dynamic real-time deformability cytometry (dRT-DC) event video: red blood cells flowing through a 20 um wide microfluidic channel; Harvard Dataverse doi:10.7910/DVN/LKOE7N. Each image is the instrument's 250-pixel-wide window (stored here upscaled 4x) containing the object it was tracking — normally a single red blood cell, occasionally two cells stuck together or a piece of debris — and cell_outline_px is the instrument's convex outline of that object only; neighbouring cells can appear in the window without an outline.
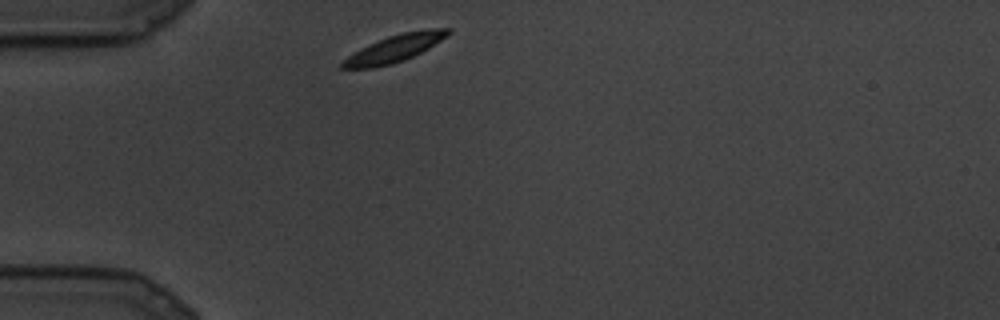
{"species": "common noctule bat (a hibernating species)", "species_latin": "Nyctalus noctula", "temperature_condition": "cold", "stored_images_in_passage": 16, "camera_frame_rate_fps": 3000, "um_per_image_px": 0.085, "animal": {"sex": "male", "body_mass_g": 19.5, "forearm_length_mm": 54.6}, "frame": {"image": 1, "passage_image": 1, "time_ms": 0.0, "image_size_px": [1000, 320], "cell_outline_px": [[452, 32], [428, 48], [404, 60], [392, 64], [376, 68], [340, 68], [340, 64], [348, 56], [388, 36], [404, 32], [428, 28], [452, 28]], "centroid_in_image_um": [33.58, 4.12], "position_along_channel_um": 51.4, "area_um2": 16.24}}
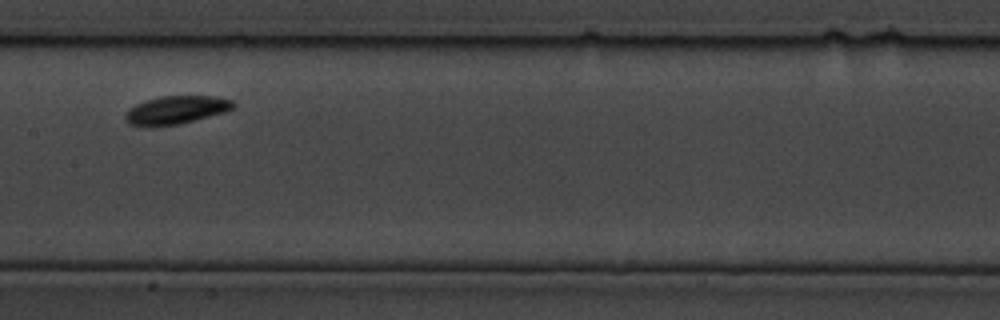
{"frame": {"image": 2, "passage_image": 7, "time_ms": 2.0, "image_size_px": [1000, 320], "cell_outline_px": [[236, 104], [232, 108], [224, 112], [180, 124], [128, 124], [124, 120], [124, 112], [128, 108], [144, 100], [160, 96], [216, 96], [232, 100]], "centroid_in_image_um": [14.96, 9.31], "position_along_channel_um": 192.4, "area_um2": 17.4}}
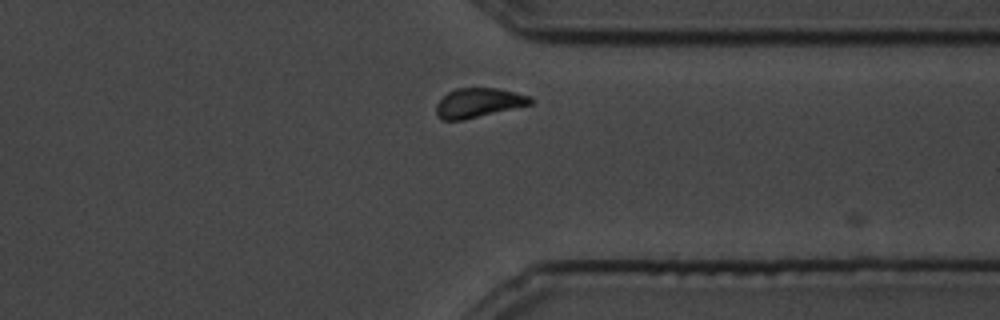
{"frame": {"image": 3, "passage_image": 14, "time_ms": 4.333, "image_size_px": [1000, 320], "cell_outline_px": [[532, 104], [464, 120], [440, 120], [436, 112], [436, 104], [448, 92], [456, 88], [496, 88], [532, 96]], "centroid_in_image_um": [40.66, 8.74], "position_along_channel_um": 370.7, "area_um2": 16.13}}